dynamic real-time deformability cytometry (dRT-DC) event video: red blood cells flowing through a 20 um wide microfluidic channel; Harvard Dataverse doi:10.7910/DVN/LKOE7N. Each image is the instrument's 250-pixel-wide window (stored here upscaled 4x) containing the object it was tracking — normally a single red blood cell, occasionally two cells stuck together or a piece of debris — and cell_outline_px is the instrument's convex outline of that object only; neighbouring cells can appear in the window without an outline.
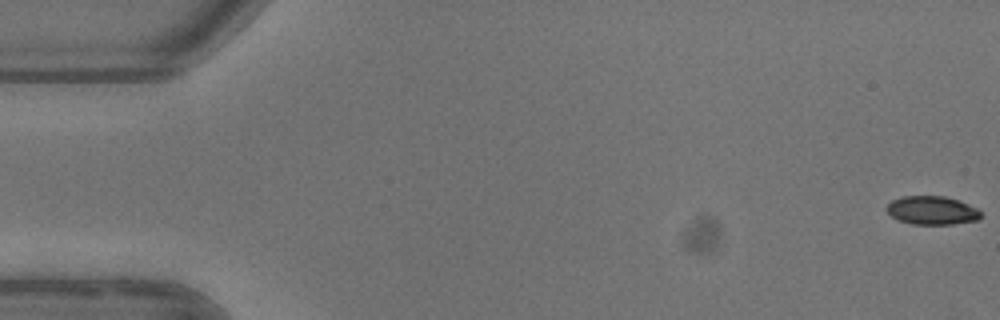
{"species": "common noctule bat (a hibernating species)", "species_latin": "Nyctalus noctula", "temperature_condition": "warm", "stored_images_in_passage": 5, "camera_frame_rate_fps": 3000, "um_per_image_px": 0.085, "animal": {"sex": "female"}, "frame": {"image": 1, "passage_image": 1, "time_ms": 0.0, "image_size_px": [1000, 320], "cell_outline_px": [[980, 216], [976, 220], [952, 224], [912, 224], [900, 220], [892, 216], [888, 212], [888, 204], [892, 200], [904, 196], [944, 196], [960, 200], [976, 208], [980, 212]], "centroid_in_image_um": [79.23, 17.87], "position_along_channel_um": 5.8, "area_um2": 15.37}}
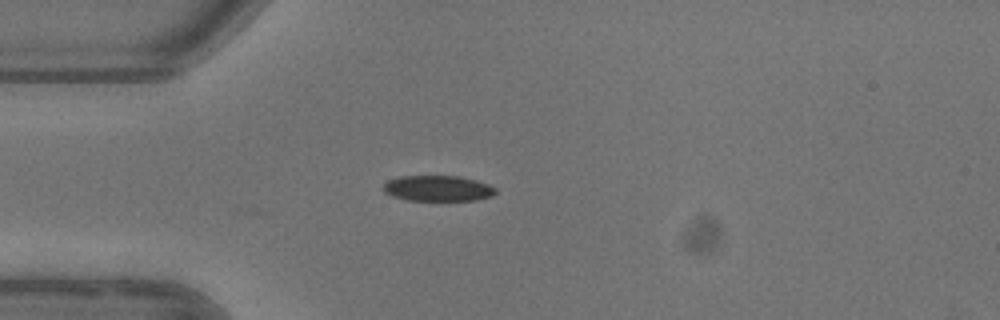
{"frame": {"image": 2, "passage_image": 4, "time_ms": 4.667, "image_size_px": [1000, 320], "cell_outline_px": [[496, 192], [492, 196], [476, 200], [408, 200], [392, 196], [384, 192], [384, 184], [388, 180], [400, 176], [456, 176], [476, 180], [488, 184], [496, 188]], "centroid_in_image_um": [37.22, 16.01], "position_along_channel_um": 47.8, "area_um2": 16.7}}